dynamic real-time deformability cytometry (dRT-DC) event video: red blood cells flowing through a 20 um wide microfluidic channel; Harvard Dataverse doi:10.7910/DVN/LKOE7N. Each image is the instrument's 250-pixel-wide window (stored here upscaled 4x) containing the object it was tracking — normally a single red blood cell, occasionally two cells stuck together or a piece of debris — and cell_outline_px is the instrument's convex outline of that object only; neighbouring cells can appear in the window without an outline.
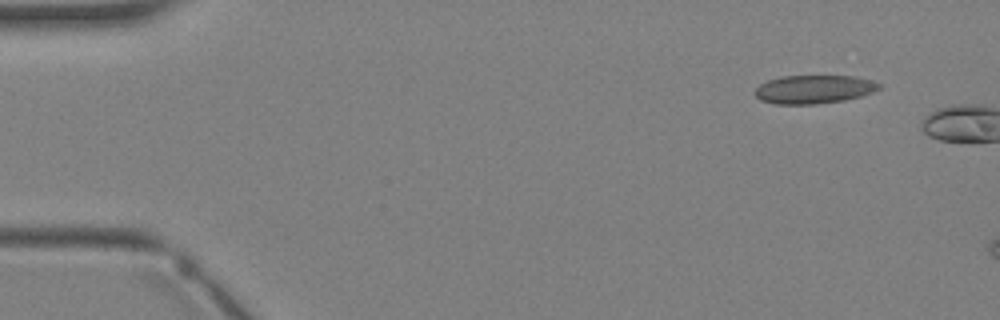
{"species": "Egyptian fruit bat (a non-hibernating species)", "species_latin": "Rousettus aegyptiacus", "temperature_condition": "warm", "stored_images_in_passage": 2, "camera_frame_rate_fps": 3000, "um_per_image_px": 0.085, "animal": {"sex": "female"}, "frame": {"image": 1, "passage_image": 1, "time_ms": 0.0, "image_size_px": [1000, 320], "cell_outline_px": [[884, 84], [880, 88], [872, 92], [860, 96], [844, 100], [816, 104], [776, 104], [760, 100], [756, 96], [756, 88], [760, 84], [768, 80], [780, 76], [856, 76], [872, 80]], "centroid_in_image_um": [69.21, 7.58], "position_along_channel_um": 15.8, "area_um2": 20.63}}